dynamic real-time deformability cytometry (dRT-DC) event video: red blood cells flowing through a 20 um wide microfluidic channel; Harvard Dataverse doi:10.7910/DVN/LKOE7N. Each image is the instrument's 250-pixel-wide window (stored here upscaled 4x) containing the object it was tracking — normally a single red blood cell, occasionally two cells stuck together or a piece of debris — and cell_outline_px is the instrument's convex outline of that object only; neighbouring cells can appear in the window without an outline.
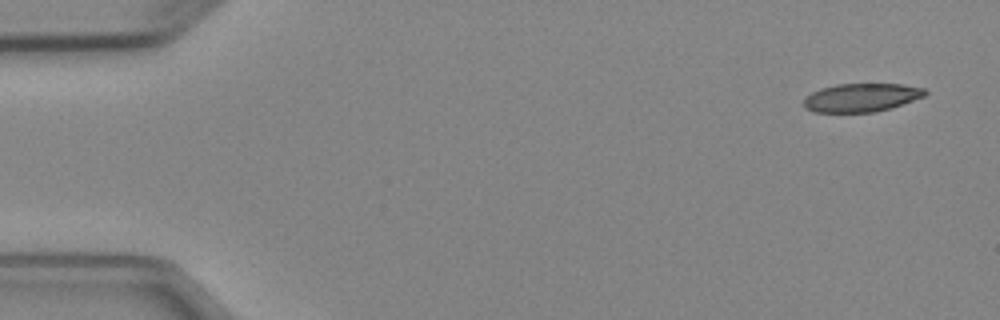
{"species": "Egyptian fruit bat (a non-hibernating species)", "species_latin": "Rousettus aegyptiacus", "temperature_condition": "cold", "stored_images_in_passage": 4, "camera_frame_rate_fps": 3000, "um_per_image_px": 0.085, "animal": {"sex": "female"}, "frame": {"image": 1, "passage_image": 1, "time_ms": 0.0, "image_size_px": [1000, 320], "cell_outline_px": [[928, 92], [924, 96], [892, 108], [876, 112], [816, 112], [804, 108], [804, 96], [820, 88], [836, 84], [904, 84], [924, 88]], "centroid_in_image_um": [73.21, 8.29], "position_along_channel_um": 11.8, "area_um2": 20.23}}
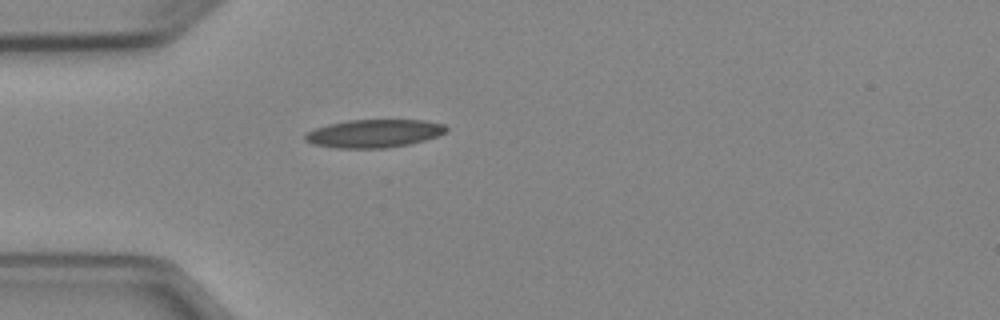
{"frame": {"image": 2, "passage_image": 4, "time_ms": 4.0, "image_size_px": [1000, 320], "cell_outline_px": [[448, 128], [444, 132], [436, 136], [424, 140], [408, 144], [384, 148], [336, 148], [312, 144], [304, 140], [304, 136], [308, 132], [316, 128], [328, 124], [348, 120], [424, 120], [444, 124]], "centroid_in_image_um": [31.76, 11.34], "position_along_channel_um": 53.2, "area_um2": 22.95}}